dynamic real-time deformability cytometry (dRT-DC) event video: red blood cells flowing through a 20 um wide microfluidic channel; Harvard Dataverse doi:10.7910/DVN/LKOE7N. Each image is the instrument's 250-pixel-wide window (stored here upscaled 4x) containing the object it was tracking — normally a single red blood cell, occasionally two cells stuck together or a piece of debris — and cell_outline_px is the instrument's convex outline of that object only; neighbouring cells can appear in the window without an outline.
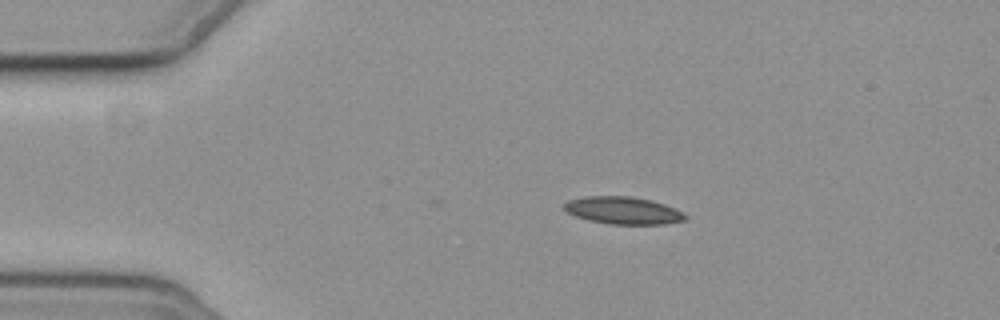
{"species": "common noctule bat (a hibernating species)", "species_latin": "Nyctalus noctula", "temperature_condition": "cold", "stored_images_in_passage": 7, "camera_frame_rate_fps": 3000, "um_per_image_px": 0.085, "animal": {"sex": "female", "body_mass_g": 19.3, "forearm_length_mm": 54.1}, "frame": {"image": 1, "passage_image": 3, "time_ms": 2.333, "image_size_px": [1000, 320], "cell_outline_px": [[688, 216], [684, 220], [664, 224], [608, 224], [588, 220], [564, 212], [564, 204], [568, 200], [588, 196], [632, 196], [652, 200], [676, 208], [684, 212]], "centroid_in_image_um": [52.97, 17.89], "position_along_channel_um": 32.0, "area_um2": 19.48}}
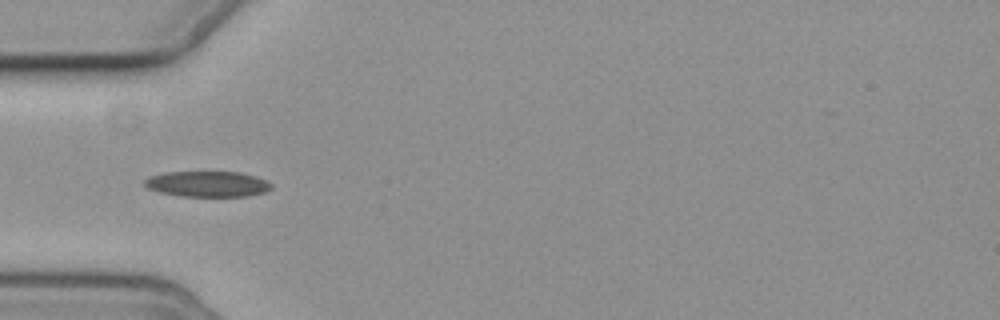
{"frame": {"image": 2, "passage_image": 5, "time_ms": 4.667, "image_size_px": [1000, 320], "cell_outline_px": [[272, 188], [264, 192], [248, 196], [180, 196], [160, 192], [148, 188], [144, 184], [144, 180], [148, 176], [164, 172], [240, 172], [256, 176], [272, 184]], "centroid_in_image_um": [17.62, 15.63], "position_along_channel_um": 67.4, "area_um2": 18.96}}
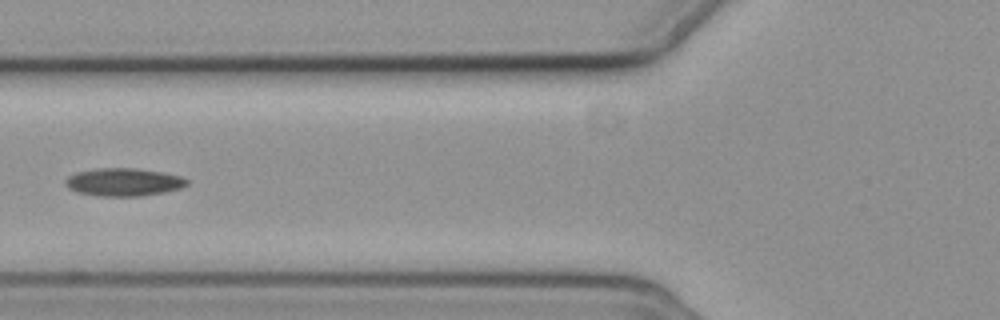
{"frame": {"image": 3, "passage_image": 6, "time_ms": 6.0, "image_size_px": [1000, 320], "cell_outline_px": [[188, 184], [180, 188], [164, 192], [140, 196], [100, 196], [80, 192], [68, 188], [64, 184], [64, 180], [68, 176], [76, 172], [96, 168], [136, 168], [164, 172], [180, 176], [188, 180]], "centroid_in_image_um": [10.5, 15.47], "position_along_channel_um": 115.3, "area_um2": 19.77}}